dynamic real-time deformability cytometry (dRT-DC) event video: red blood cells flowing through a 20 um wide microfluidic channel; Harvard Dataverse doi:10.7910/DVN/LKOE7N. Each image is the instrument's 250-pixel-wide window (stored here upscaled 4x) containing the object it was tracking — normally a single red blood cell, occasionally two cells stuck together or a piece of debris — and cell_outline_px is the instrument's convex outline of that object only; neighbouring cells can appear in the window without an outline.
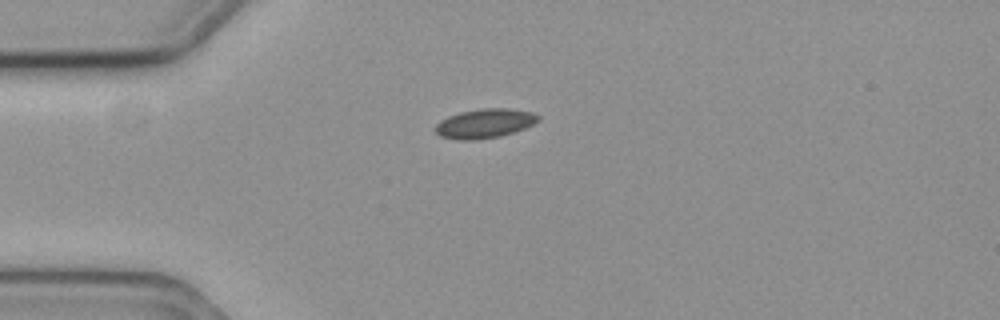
{"species": "common noctule bat (a hibernating species)", "species_latin": "Nyctalus noctula", "temperature_condition": "cold", "stored_images_in_passage": 8, "camera_frame_rate_fps": 3000, "um_per_image_px": 0.085, "animal": {"sex": "female", "body_mass_g": 19.3, "forearm_length_mm": 54.1}, "frame": {"image": 1, "passage_image": 1, "time_ms": 0.0, "image_size_px": [1000, 320], "cell_outline_px": [[540, 120], [524, 128], [500, 136], [476, 140], [460, 140], [440, 136], [436, 132], [436, 124], [440, 120], [448, 116], [460, 112], [480, 108], [508, 108], [532, 112], [540, 116]], "centroid_in_image_um": [41.2, 10.48], "position_along_channel_um": 43.8, "area_um2": 17.51}}
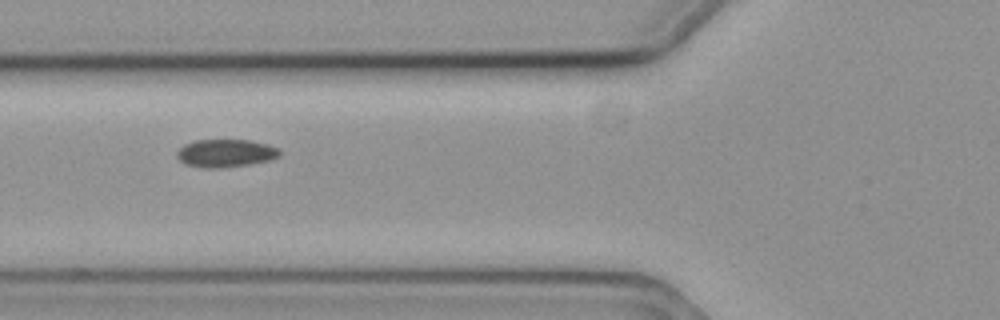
{"frame": {"image": 2, "passage_image": 3, "time_ms": 0.667, "image_size_px": [1000, 320], "cell_outline_px": [[280, 156], [268, 160], [248, 164], [220, 168], [204, 168], [184, 164], [176, 156], [176, 152], [184, 144], [196, 140], [252, 140], [268, 144], [280, 148]], "centroid_in_image_um": [19.17, 13.01], "position_along_channel_um": 106.6, "area_um2": 16.76}}
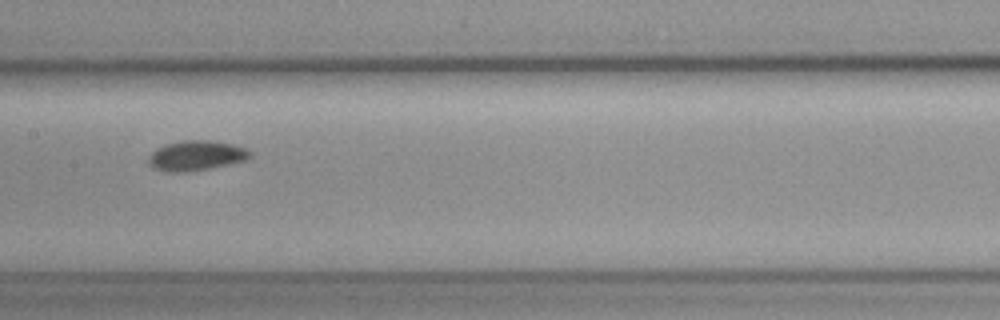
{"frame": {"image": 3, "passage_image": 5, "time_ms": 1.333, "image_size_px": [1000, 320], "cell_outline_px": [[252, 156], [244, 160], [228, 164], [208, 168], [184, 172], [168, 172], [152, 168], [148, 164], [148, 156], [156, 148], [164, 144], [180, 140], [208, 140], [232, 144], [244, 148], [252, 152]], "centroid_in_image_um": [16.61, 13.22], "position_along_channel_um": 190.8, "area_um2": 17.74}}